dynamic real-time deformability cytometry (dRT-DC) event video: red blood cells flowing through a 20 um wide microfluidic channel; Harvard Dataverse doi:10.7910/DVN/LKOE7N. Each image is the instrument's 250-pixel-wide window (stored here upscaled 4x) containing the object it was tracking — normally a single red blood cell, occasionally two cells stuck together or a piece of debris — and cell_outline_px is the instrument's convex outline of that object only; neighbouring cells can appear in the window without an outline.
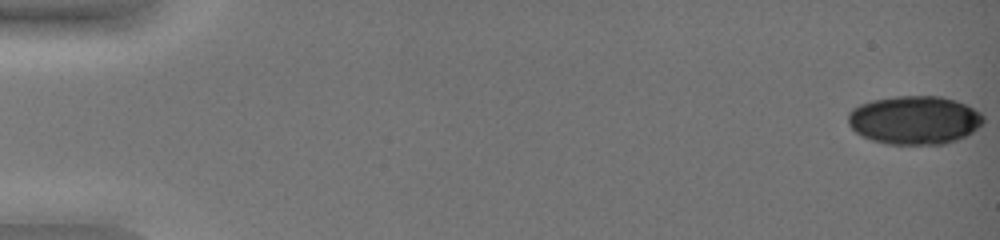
{"species": "common noctule bat (a hibernating species)", "species_latin": "Nyctalus noctula", "temperature_condition": "warm", "stored_images_in_passage": 49, "camera_frame_rate_fps": 3000, "um_per_image_px": 0.085, "animal": {"sex": "female", "body_mass_g": 19.0, "forearm_length_mm": 51.5}, "frame": {"image": 1, "passage_image": 1, "time_ms": 0.0, "image_size_px": [1000, 240], "cell_outline_px": [[984, 124], [972, 132], [956, 140], [944, 144], [888, 144], [872, 140], [856, 132], [848, 124], [848, 112], [852, 108], [860, 104], [872, 100], [896, 96], [940, 96], [956, 100], [980, 112], [984, 116]], "centroid_in_image_um": [77.73, 10.2], "position_along_channel_um": 7.3, "area_um2": 38.26}}